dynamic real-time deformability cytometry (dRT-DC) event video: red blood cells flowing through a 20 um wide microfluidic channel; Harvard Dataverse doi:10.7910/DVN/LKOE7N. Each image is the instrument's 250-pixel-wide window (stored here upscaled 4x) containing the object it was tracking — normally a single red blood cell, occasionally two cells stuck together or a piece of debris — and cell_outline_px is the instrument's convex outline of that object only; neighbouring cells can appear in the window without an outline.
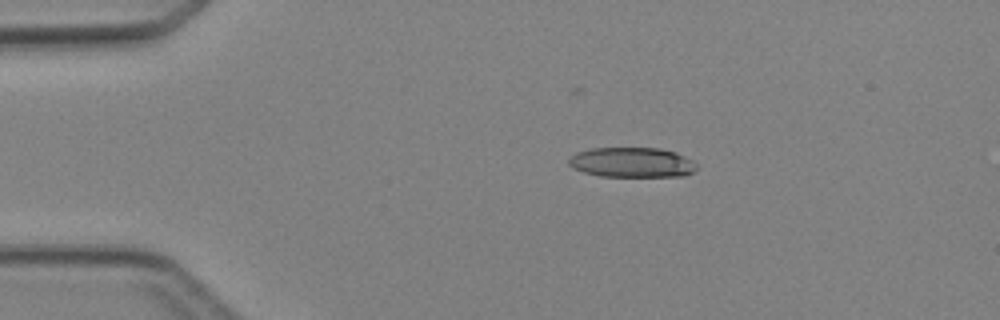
{"species": "Egyptian fruit bat (a non-hibernating species)", "species_latin": "Rousettus aegyptiacus", "temperature_condition": "cold", "stored_images_in_passage": 2, "camera_frame_rate_fps": 3000, "um_per_image_px": 0.085, "animal": {"sex": "female"}, "frame": {"image": 1, "passage_image": 1, "time_ms": 0.0, "image_size_px": [1000, 320], "cell_outline_px": [[696, 168], [692, 172], [684, 176], [600, 176], [584, 172], [572, 168], [568, 164], [568, 156], [576, 152], [592, 148], [660, 148], [676, 152], [692, 160], [696, 164]], "centroid_in_image_um": [53.68, 13.8], "position_along_channel_um": 31.3, "area_um2": 22.43}}